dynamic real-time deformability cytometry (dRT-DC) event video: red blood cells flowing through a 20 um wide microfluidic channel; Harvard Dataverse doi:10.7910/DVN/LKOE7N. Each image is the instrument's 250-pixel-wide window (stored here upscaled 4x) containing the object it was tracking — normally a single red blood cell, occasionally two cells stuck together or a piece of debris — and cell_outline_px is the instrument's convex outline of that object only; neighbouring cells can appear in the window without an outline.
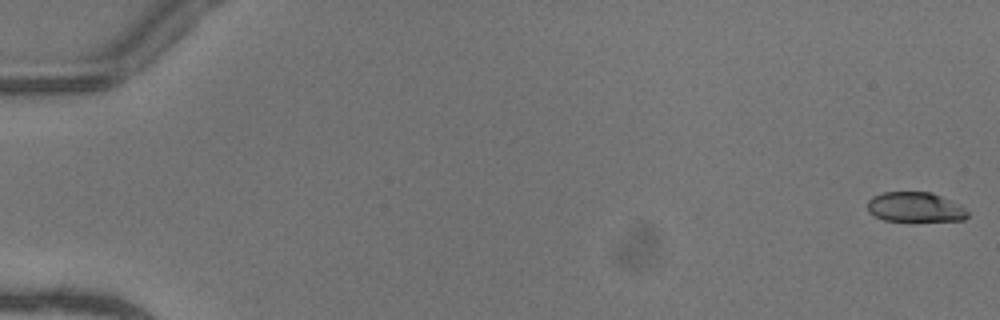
{"species": "common noctule bat (a hibernating species)", "species_latin": "Nyctalus noctula", "temperature_condition": "warm", "stored_images_in_passage": 12, "camera_frame_rate_fps": 3000, "um_per_image_px": 0.085, "animal": {"sex": "female"}, "frame": {"image": 1, "passage_image": 1, "time_ms": 0.0, "image_size_px": [1000, 320], "cell_outline_px": [[968, 216], [964, 220], [884, 220], [868, 212], [868, 200], [872, 196], [884, 192], [932, 192], [964, 208], [968, 212]], "centroid_in_image_um": [77.75, 17.59], "position_along_channel_um": 7.3, "area_um2": 16.99}}